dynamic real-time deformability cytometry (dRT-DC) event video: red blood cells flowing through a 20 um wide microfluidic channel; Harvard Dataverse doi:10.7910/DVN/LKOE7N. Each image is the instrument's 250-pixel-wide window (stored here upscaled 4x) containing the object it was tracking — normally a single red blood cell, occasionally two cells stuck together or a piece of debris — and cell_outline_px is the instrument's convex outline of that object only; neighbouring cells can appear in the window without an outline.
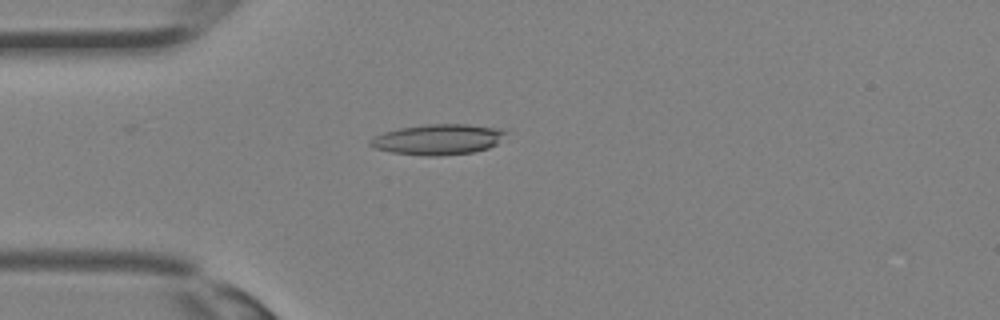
{"species": "Egyptian fruit bat (a non-hibernating species)", "species_latin": "Rousettus aegyptiacus", "temperature_condition": "room temperature", "stored_images_in_passage": 35, "camera_frame_rate_fps": 3000, "um_per_image_px": 0.085, "animal": {"sex": "female"}, "frame": {"image": 1, "passage_image": 10, "time_ms": 3.0, "image_size_px": [1000, 320], "cell_outline_px": [[508, 132], [496, 144], [488, 148], [472, 152], [436, 156], [428, 156], [392, 152], [376, 148], [368, 144], [368, 140], [384, 132], [400, 128], [428, 124], [468, 124], [504, 128]], "centroid_in_image_um": [37.27, 11.84], "position_along_channel_um": 47.7, "area_um2": 24.04}}
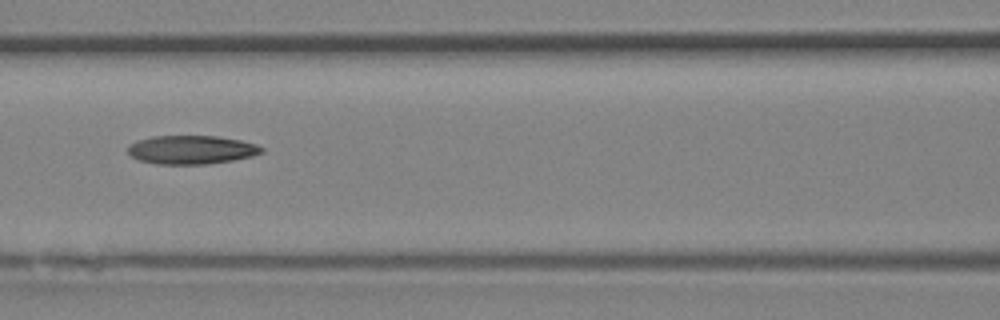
{"frame": {"image": 2, "passage_image": 16, "time_ms": 5.0, "image_size_px": [1000, 320], "cell_outline_px": [[264, 152], [252, 156], [232, 160], [208, 164], [156, 164], [140, 160], [132, 156], [128, 152], [128, 144], [136, 140], [152, 136], [216, 136], [240, 140], [256, 144], [264, 148]], "centroid_in_image_um": [16.26, 12.72], "position_along_channel_um": 150.3, "area_um2": 22.37}}
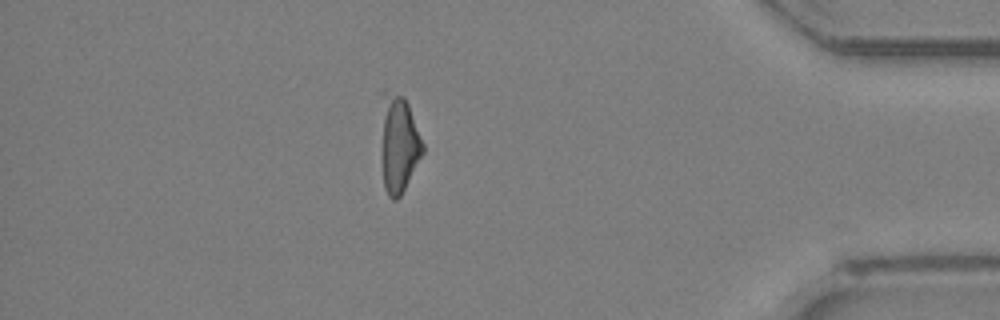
{"frame": {"image": 3, "passage_image": 31, "time_ms": 10.0, "image_size_px": [1000, 320], "cell_outline_px": [[424, 152], [400, 196], [396, 200], [392, 200], [388, 196], [384, 188], [380, 92], [384, 92], [404, 96], [408, 104], [424, 144]], "centroid_in_image_um": [33.89, 12.2], "position_along_channel_um": 401.3, "area_um2": 23.52}}